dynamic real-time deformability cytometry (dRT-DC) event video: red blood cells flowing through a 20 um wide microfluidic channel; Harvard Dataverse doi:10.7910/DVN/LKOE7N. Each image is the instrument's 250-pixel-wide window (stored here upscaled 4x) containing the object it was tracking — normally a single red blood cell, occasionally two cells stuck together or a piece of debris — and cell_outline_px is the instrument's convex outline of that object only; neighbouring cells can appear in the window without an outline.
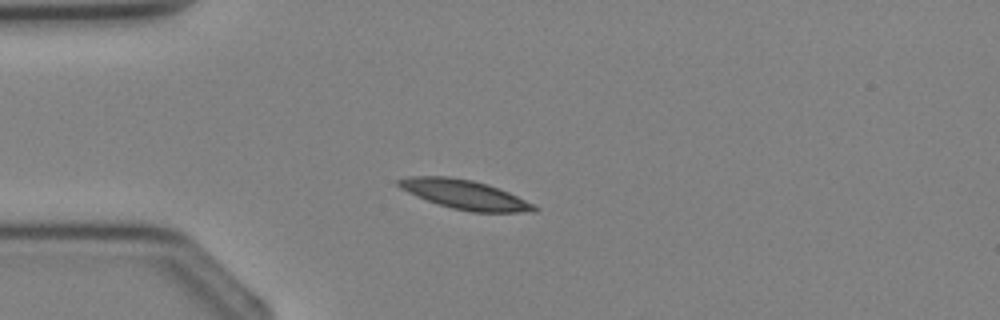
{"species": "Egyptian fruit bat (a non-hibernating species)", "species_latin": "Rousettus aegyptiacus", "temperature_condition": "cold", "stored_images_in_passage": 2, "camera_frame_rate_fps": 3000, "um_per_image_px": 0.085, "animal": {"sex": "female"}, "frame": {"image": 1, "passage_image": 2, "time_ms": 1.333, "image_size_px": [1000, 320], "cell_outline_px": [[540, 208], [536, 212], [472, 212], [452, 208], [416, 196], [400, 188], [396, 184], [396, 180], [408, 176], [448, 176], [472, 180], [488, 184], [508, 192]], "centroid_in_image_um": [39.48, 16.53], "position_along_channel_um": 45.5, "area_um2": 22.95}}